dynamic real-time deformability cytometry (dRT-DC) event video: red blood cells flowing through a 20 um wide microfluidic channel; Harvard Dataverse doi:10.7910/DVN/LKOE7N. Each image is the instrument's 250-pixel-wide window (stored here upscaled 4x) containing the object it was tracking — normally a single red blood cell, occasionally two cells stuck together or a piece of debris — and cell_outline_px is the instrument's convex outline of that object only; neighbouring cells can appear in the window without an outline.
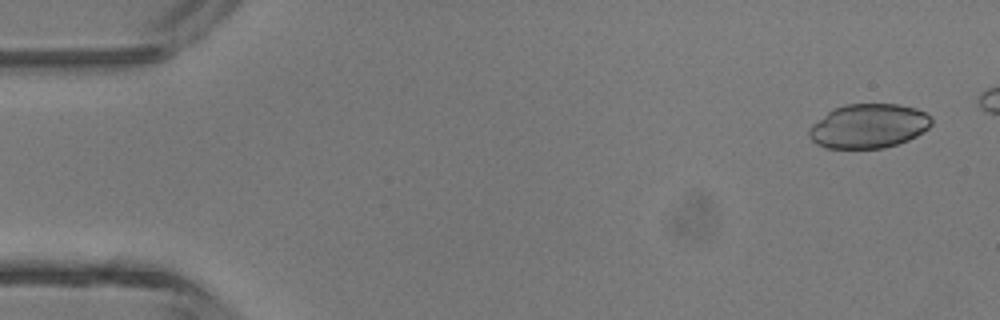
{"species": "common noctule bat (a hibernating species)", "species_latin": "Nyctalus noctula", "temperature_condition": "room temperature", "stored_images_in_passage": 5, "camera_frame_rate_fps": 3000, "um_per_image_px": 0.085, "animal": {"sex": "male", "body_mass_g": 13.3}, "frame": {"image": 1, "passage_image": 1, "time_ms": 0.0, "image_size_px": [1000, 320], "cell_outline_px": [[932, 124], [928, 128], [916, 136], [908, 140], [884, 148], [828, 148], [816, 144], [808, 136], [808, 128], [812, 124], [832, 108], [848, 104], [900, 104], [916, 108], [924, 112], [932, 120]], "centroid_in_image_um": [73.8, 10.71], "position_along_channel_um": 11.2, "area_um2": 31.62}}